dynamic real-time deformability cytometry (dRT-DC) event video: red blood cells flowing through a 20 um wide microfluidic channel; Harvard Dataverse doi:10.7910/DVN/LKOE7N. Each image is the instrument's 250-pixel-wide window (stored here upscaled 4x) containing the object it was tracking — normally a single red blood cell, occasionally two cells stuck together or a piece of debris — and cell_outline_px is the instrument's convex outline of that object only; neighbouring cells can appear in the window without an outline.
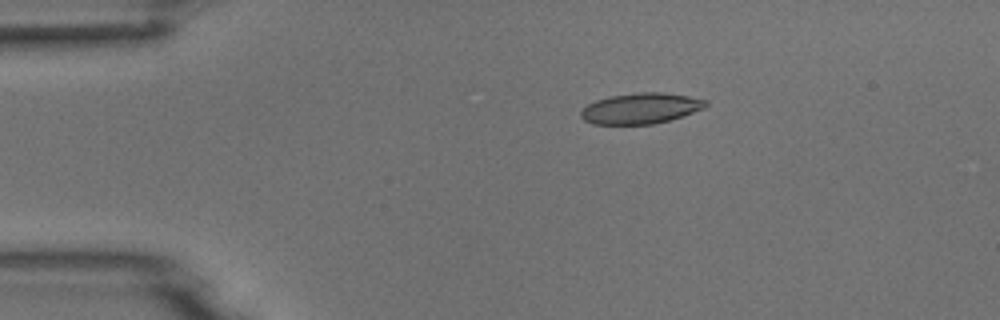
{"species": "common noctule bat (a hibernating species)", "species_latin": "Nyctalus noctula", "temperature_condition": "room temperature", "stored_images_in_passage": 3, "camera_frame_rate_fps": 3000, "um_per_image_px": 0.085, "animal": {"sex": "male", "body_mass_g": 18.8}, "frame": {"image": 1, "passage_image": 1, "time_ms": 0.0, "image_size_px": [1000, 320], "cell_outline_px": [[708, 104], [704, 108], [668, 120], [652, 124], [592, 124], [584, 120], [580, 116], [580, 112], [588, 104], [596, 100], [608, 96], [640, 92], [664, 92], [688, 96], [708, 100]], "centroid_in_image_um": [54.44, 9.2], "position_along_channel_um": 30.6, "area_um2": 22.25}}